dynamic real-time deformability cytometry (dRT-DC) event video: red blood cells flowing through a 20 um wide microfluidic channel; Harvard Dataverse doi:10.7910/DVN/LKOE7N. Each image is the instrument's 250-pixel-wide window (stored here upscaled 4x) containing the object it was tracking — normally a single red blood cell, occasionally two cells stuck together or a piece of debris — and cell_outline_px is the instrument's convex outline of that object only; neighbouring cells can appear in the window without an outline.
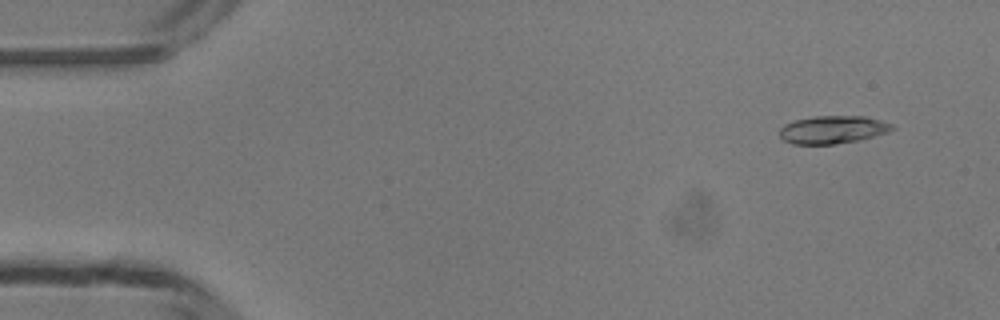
{"species": "common noctule bat (a hibernating species)", "species_latin": "Nyctalus noctula", "temperature_condition": "room temperature", "stored_images_in_passage": 46, "camera_frame_rate_fps": 3000, "um_per_image_px": 0.085, "animal": {"sex": "male", "body_mass_g": 13.3}, "frame": {"image": 1, "passage_image": 1, "time_ms": 0.0, "image_size_px": [1000, 320], "cell_outline_px": [[896, 128], [888, 132], [860, 140], [836, 144], [792, 144], [784, 140], [780, 136], [780, 128], [784, 124], [796, 120], [812, 116], [864, 116], [880, 120], [892, 124]], "centroid_in_image_um": [70.79, 11.02], "position_along_channel_um": 14.2, "area_um2": 18.32}}
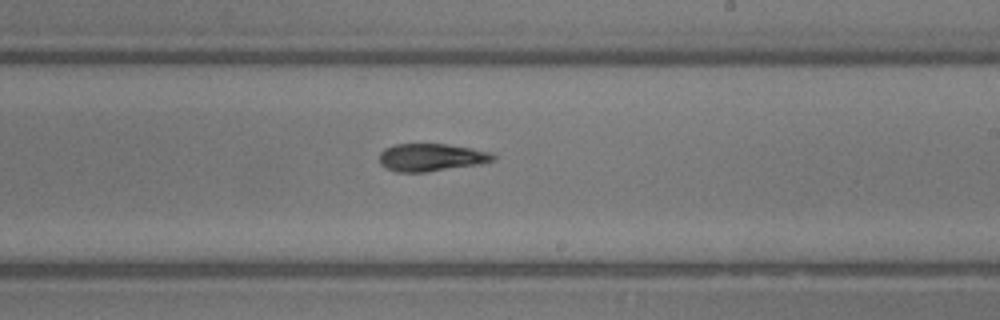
{"frame": {"image": 2, "passage_image": 26, "time_ms": 8.333, "image_size_px": [1000, 320], "cell_outline_px": [[496, 160], [480, 164], [428, 172], [396, 172], [380, 164], [380, 152], [384, 148], [396, 144], [448, 144], [472, 148], [492, 152], [496, 156]], "centroid_in_image_um": [36.69, 13.37], "position_along_channel_um": 252.3, "area_um2": 18.5}}
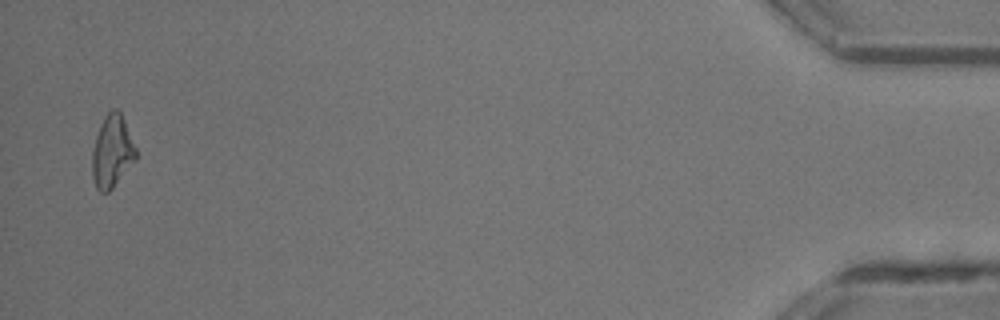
{"frame": {"image": 3, "passage_image": 45, "time_ms": 14.667, "image_size_px": [1000, 320], "cell_outline_px": [[136, 160], [112, 188], [108, 192], [100, 192], [96, 188], [92, 176], [92, 152], [96, 136], [100, 124], [104, 116], [112, 108], [116, 108], [120, 112], [124, 120], [136, 148]], "centroid_in_image_um": [9.52, 12.87], "position_along_channel_um": 425.7, "area_um2": 18.38}, "authors_computed_cell_mechanics": {"area_um2": 18.4382, "velocity_mm_per_s": 4.2, "shape_relaxation_time_tau1_ms": 3.9607, "shape_relaxation_time_tau2_ms": 5.0103, "deformation_change_tau1": 0.141, "deformation_change_tau2": 0.1463}}